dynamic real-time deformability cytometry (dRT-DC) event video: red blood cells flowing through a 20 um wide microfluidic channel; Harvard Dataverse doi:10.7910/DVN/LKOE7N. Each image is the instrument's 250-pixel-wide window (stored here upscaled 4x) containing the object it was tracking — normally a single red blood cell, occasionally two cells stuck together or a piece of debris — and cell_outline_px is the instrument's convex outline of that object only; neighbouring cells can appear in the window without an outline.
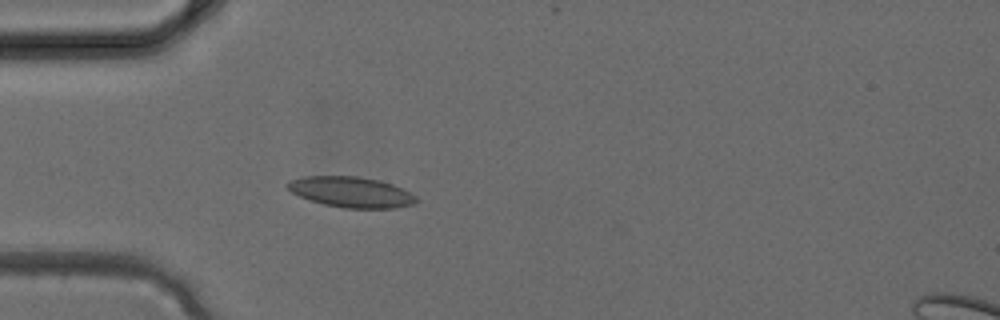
{"species": "common noctule bat (a hibernating species)", "species_latin": "Nyctalus noctula", "temperature_condition": "cold", "stored_images_in_passage": 3, "camera_frame_rate_fps": 3000, "um_per_image_px": 0.085, "animal": {"sex": "female", "body_mass_g": 24.6, "forearm_length_mm": 56.2}, "frame": {"image": 1, "passage_image": 3, "time_ms": 0.667, "image_size_px": [1000, 320], "cell_outline_px": [[420, 200], [412, 204], [396, 208], [344, 208], [324, 204], [300, 196], [292, 192], [284, 184], [288, 180], [304, 176], [356, 176], [380, 180], [404, 188], [416, 196]], "centroid_in_image_um": [29.87, 16.31], "position_along_channel_um": 55.1, "area_um2": 23.06}}